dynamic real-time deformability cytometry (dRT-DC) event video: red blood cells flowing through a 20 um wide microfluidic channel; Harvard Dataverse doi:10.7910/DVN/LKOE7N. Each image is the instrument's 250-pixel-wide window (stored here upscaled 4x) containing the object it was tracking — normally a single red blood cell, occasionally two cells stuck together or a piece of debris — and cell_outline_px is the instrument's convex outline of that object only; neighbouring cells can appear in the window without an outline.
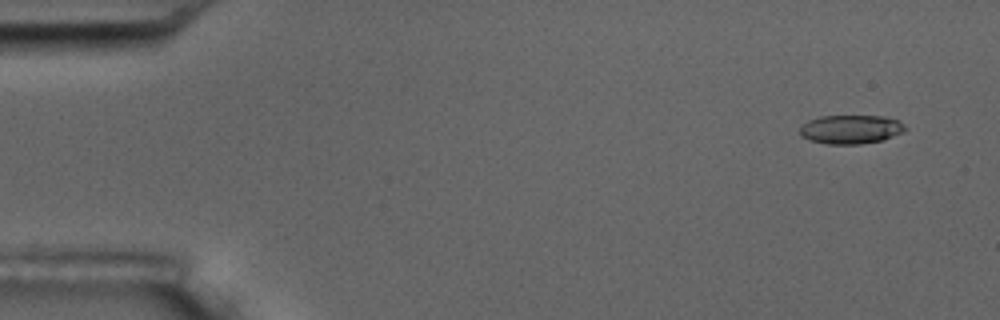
{"species": "common noctule bat (a hibernating species)", "species_latin": "Nyctalus noctula", "temperature_condition": "room temperature", "stored_images_in_passage": 4, "camera_frame_rate_fps": 3000, "um_per_image_px": 0.085, "animal": {"sex": "male", "body_mass_g": 17.5, "forearm_length_mm": 52.3}, "frame": {"image": 1, "passage_image": 1, "time_ms": 0.0, "image_size_px": [1000, 320], "cell_outline_px": [[908, 128], [904, 132], [880, 140], [860, 144], [828, 144], [812, 140], [800, 136], [800, 128], [808, 120], [820, 116], [884, 116], [900, 120]], "centroid_in_image_um": [72.35, 10.98], "position_along_channel_um": 12.7, "area_um2": 17.69}}